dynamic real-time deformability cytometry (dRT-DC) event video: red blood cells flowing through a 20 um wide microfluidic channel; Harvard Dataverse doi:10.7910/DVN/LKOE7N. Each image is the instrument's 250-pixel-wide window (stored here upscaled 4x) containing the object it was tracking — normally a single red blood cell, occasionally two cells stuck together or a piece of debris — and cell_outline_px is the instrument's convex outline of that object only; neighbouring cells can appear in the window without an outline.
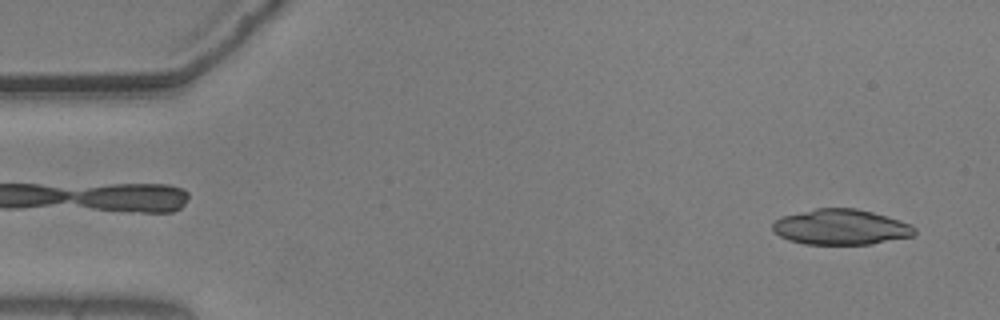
{"species": "common noctule bat (a hibernating species)", "species_latin": "Nyctalus noctula", "temperature_condition": "warm", "stored_images_in_passage": 28, "camera_frame_rate_fps": 3000, "um_per_image_px": 0.085, "animal": {"sex": "male", "body_mass_g": 20.5, "forearm_length_mm": 52.5}, "frame": {"image": 1, "passage_image": 2, "time_ms": 0.333, "image_size_px": [1000, 320], "cell_outline_px": [[916, 232], [912, 236], [872, 244], [804, 244], [788, 240], [780, 236], [772, 228], [772, 224], [780, 216], [816, 208], [856, 208], [872, 212], [912, 224], [916, 228]], "centroid_in_image_um": [71.47, 19.3], "position_along_channel_um": 13.5, "area_um2": 29.36}}